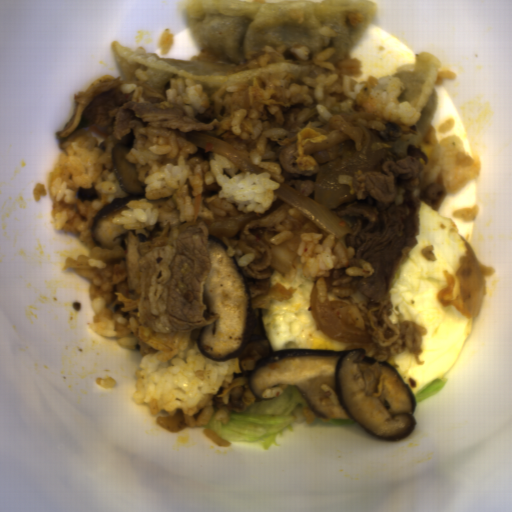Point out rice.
<instances>
[{
	"instance_id": "obj_1",
	"label": "rice",
	"mask_w": 512,
	"mask_h": 512,
	"mask_svg": "<svg viewBox=\"0 0 512 512\" xmlns=\"http://www.w3.org/2000/svg\"><path fill=\"white\" fill-rule=\"evenodd\" d=\"M334 47L312 57L322 74L297 77L288 70L259 71L251 82L215 88L209 95L202 85L184 77L169 79L165 97L185 115L201 122L216 121L209 136L248 151L253 165L264 172H242L228 159L204 149L172 130L138 127L124 156L135 164L137 180L145 184V198L125 205L130 209L111 223L146 242L188 223L210 224L226 217L256 214L263 217L282 203L274 190L282 184L314 200L316 174L287 173L281 152L296 141L294 160L312 171L318 161L306 155L304 145L328 138L321 128L336 114L367 112L388 122L412 126L422 112L400 101L404 83L395 74L367 77L353 57L326 61Z\"/></svg>"
},
{
	"instance_id": "obj_2",
	"label": "rice",
	"mask_w": 512,
	"mask_h": 512,
	"mask_svg": "<svg viewBox=\"0 0 512 512\" xmlns=\"http://www.w3.org/2000/svg\"><path fill=\"white\" fill-rule=\"evenodd\" d=\"M118 139L111 134L99 144L91 132L81 128L60 143L59 154L49 173L47 187L51 198V220L55 232L72 234L90 254L67 257L62 270L72 269L89 279V302L94 318L87 326L96 335L118 339L122 348L139 349L141 361L136 370L135 405H148L151 416L181 415L194 428L207 425L213 412L223 425L228 420L234 373H240L239 358L222 362L200 353L197 342L202 327L191 329L186 346L171 359L157 360L158 350L137 333L139 295L136 291L112 289L113 264L127 258L126 249L95 245L92 226L100 208L128 194L113 170L112 152Z\"/></svg>"
},
{
	"instance_id": "obj_3",
	"label": "rice",
	"mask_w": 512,
	"mask_h": 512,
	"mask_svg": "<svg viewBox=\"0 0 512 512\" xmlns=\"http://www.w3.org/2000/svg\"><path fill=\"white\" fill-rule=\"evenodd\" d=\"M278 233L269 241L296 253L300 259L294 269H300L303 279L309 278L323 304L328 293L347 297L356 290L339 287L357 276L371 277L374 267L363 259L354 258V246H348L345 235L336 242L334 234L326 235L299 209L291 207L287 217L273 226Z\"/></svg>"
},
{
	"instance_id": "obj_4",
	"label": "rice",
	"mask_w": 512,
	"mask_h": 512,
	"mask_svg": "<svg viewBox=\"0 0 512 512\" xmlns=\"http://www.w3.org/2000/svg\"><path fill=\"white\" fill-rule=\"evenodd\" d=\"M405 151L422 164L414 197L433 182L440 183L448 196L476 180L483 168L482 160L467 151L462 137L438 139L432 126L419 146L408 144Z\"/></svg>"
},
{
	"instance_id": "obj_5",
	"label": "rice",
	"mask_w": 512,
	"mask_h": 512,
	"mask_svg": "<svg viewBox=\"0 0 512 512\" xmlns=\"http://www.w3.org/2000/svg\"><path fill=\"white\" fill-rule=\"evenodd\" d=\"M285 47L286 45L283 44L278 46L265 45L263 48L260 49L263 55H256L252 57L251 59L245 61L244 63L233 69L230 73L242 70L262 68L269 64L287 62L283 55Z\"/></svg>"
},
{
	"instance_id": "obj_6",
	"label": "rice",
	"mask_w": 512,
	"mask_h": 512,
	"mask_svg": "<svg viewBox=\"0 0 512 512\" xmlns=\"http://www.w3.org/2000/svg\"><path fill=\"white\" fill-rule=\"evenodd\" d=\"M481 207L479 204H475L468 208H457L451 212L452 218L462 220L465 222L473 221L477 218Z\"/></svg>"
},
{
	"instance_id": "obj_7",
	"label": "rice",
	"mask_w": 512,
	"mask_h": 512,
	"mask_svg": "<svg viewBox=\"0 0 512 512\" xmlns=\"http://www.w3.org/2000/svg\"><path fill=\"white\" fill-rule=\"evenodd\" d=\"M173 42L174 35L172 30H170L169 28H164L163 30H161L157 44L159 54L165 56L172 48Z\"/></svg>"
},
{
	"instance_id": "obj_8",
	"label": "rice",
	"mask_w": 512,
	"mask_h": 512,
	"mask_svg": "<svg viewBox=\"0 0 512 512\" xmlns=\"http://www.w3.org/2000/svg\"><path fill=\"white\" fill-rule=\"evenodd\" d=\"M119 90L124 95L133 91L132 96H131L132 102H137V103L144 102V99H143L144 88H142L141 86H136L135 83H132V82L122 83L119 86Z\"/></svg>"
},
{
	"instance_id": "obj_9",
	"label": "rice",
	"mask_w": 512,
	"mask_h": 512,
	"mask_svg": "<svg viewBox=\"0 0 512 512\" xmlns=\"http://www.w3.org/2000/svg\"><path fill=\"white\" fill-rule=\"evenodd\" d=\"M289 52L294 58L304 62L309 61L311 56L310 48L306 47L305 45H294L290 47Z\"/></svg>"
},
{
	"instance_id": "obj_10",
	"label": "rice",
	"mask_w": 512,
	"mask_h": 512,
	"mask_svg": "<svg viewBox=\"0 0 512 512\" xmlns=\"http://www.w3.org/2000/svg\"><path fill=\"white\" fill-rule=\"evenodd\" d=\"M320 387H321L322 391L325 393V395L331 400V402L336 407L338 405H340L339 396L331 386H329L328 384H322V385H320Z\"/></svg>"
},
{
	"instance_id": "obj_11",
	"label": "rice",
	"mask_w": 512,
	"mask_h": 512,
	"mask_svg": "<svg viewBox=\"0 0 512 512\" xmlns=\"http://www.w3.org/2000/svg\"><path fill=\"white\" fill-rule=\"evenodd\" d=\"M356 121H358L360 124H362L364 127L366 128H372L374 130H377V131H381L383 130L385 127L384 123H381L379 121H376V120H365V119H354Z\"/></svg>"
},
{
	"instance_id": "obj_12",
	"label": "rice",
	"mask_w": 512,
	"mask_h": 512,
	"mask_svg": "<svg viewBox=\"0 0 512 512\" xmlns=\"http://www.w3.org/2000/svg\"><path fill=\"white\" fill-rule=\"evenodd\" d=\"M346 19L350 25L357 26L363 23L364 19L358 11H350L345 14Z\"/></svg>"
},
{
	"instance_id": "obj_13",
	"label": "rice",
	"mask_w": 512,
	"mask_h": 512,
	"mask_svg": "<svg viewBox=\"0 0 512 512\" xmlns=\"http://www.w3.org/2000/svg\"><path fill=\"white\" fill-rule=\"evenodd\" d=\"M284 394L283 392V389H281L280 387H269V388H266L262 395H261V399H267V398H273V397H279V396H282Z\"/></svg>"
},
{
	"instance_id": "obj_14",
	"label": "rice",
	"mask_w": 512,
	"mask_h": 512,
	"mask_svg": "<svg viewBox=\"0 0 512 512\" xmlns=\"http://www.w3.org/2000/svg\"><path fill=\"white\" fill-rule=\"evenodd\" d=\"M96 383L104 388H113L116 386V379L113 377H96L95 379Z\"/></svg>"
},
{
	"instance_id": "obj_15",
	"label": "rice",
	"mask_w": 512,
	"mask_h": 512,
	"mask_svg": "<svg viewBox=\"0 0 512 512\" xmlns=\"http://www.w3.org/2000/svg\"><path fill=\"white\" fill-rule=\"evenodd\" d=\"M455 124V121L453 117H448L446 120H444L438 127L436 132L445 133L447 131H450L453 129Z\"/></svg>"
},
{
	"instance_id": "obj_16",
	"label": "rice",
	"mask_w": 512,
	"mask_h": 512,
	"mask_svg": "<svg viewBox=\"0 0 512 512\" xmlns=\"http://www.w3.org/2000/svg\"><path fill=\"white\" fill-rule=\"evenodd\" d=\"M255 258L254 253H249L241 256L237 259V265L242 268H246Z\"/></svg>"
},
{
	"instance_id": "obj_17",
	"label": "rice",
	"mask_w": 512,
	"mask_h": 512,
	"mask_svg": "<svg viewBox=\"0 0 512 512\" xmlns=\"http://www.w3.org/2000/svg\"><path fill=\"white\" fill-rule=\"evenodd\" d=\"M318 32H319V34H321L325 37H330V38H336L337 36H339L334 30H332L331 28H329L326 25L320 26L318 28Z\"/></svg>"
},
{
	"instance_id": "obj_18",
	"label": "rice",
	"mask_w": 512,
	"mask_h": 512,
	"mask_svg": "<svg viewBox=\"0 0 512 512\" xmlns=\"http://www.w3.org/2000/svg\"><path fill=\"white\" fill-rule=\"evenodd\" d=\"M132 76L136 80H140V81H143V82L149 80L147 74L144 72L143 69H136Z\"/></svg>"
}]
</instances>
